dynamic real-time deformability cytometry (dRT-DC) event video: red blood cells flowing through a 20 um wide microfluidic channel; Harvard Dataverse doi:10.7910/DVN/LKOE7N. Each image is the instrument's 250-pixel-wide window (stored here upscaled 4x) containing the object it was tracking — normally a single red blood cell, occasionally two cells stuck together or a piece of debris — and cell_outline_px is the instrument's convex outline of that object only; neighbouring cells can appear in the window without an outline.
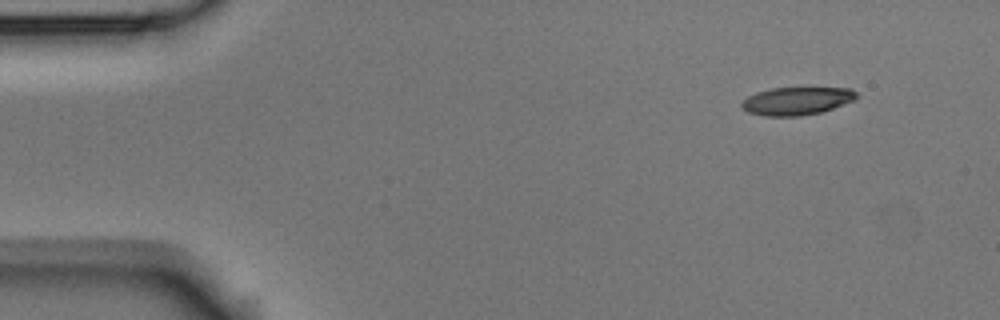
{"species": "Egyptian fruit bat (a non-hibernating species)", "species_latin": "Rousettus aegyptiacus", "temperature_condition": "room temperature", "stored_images_in_passage": 4, "camera_frame_rate_fps": 3000, "um_per_image_px": 0.085, "animal": {"sex": "male"}, "frame": {"image": 1, "passage_image": 1, "time_ms": 0.0, "image_size_px": [1000, 320], "cell_outline_px": [[860, 96], [856, 100], [820, 112], [800, 116], [764, 116], [748, 112], [740, 104], [748, 96], [756, 92], [772, 88], [852, 88]], "centroid_in_image_um": [67.76, 8.58], "position_along_channel_um": 17.2, "area_um2": 18.67}}